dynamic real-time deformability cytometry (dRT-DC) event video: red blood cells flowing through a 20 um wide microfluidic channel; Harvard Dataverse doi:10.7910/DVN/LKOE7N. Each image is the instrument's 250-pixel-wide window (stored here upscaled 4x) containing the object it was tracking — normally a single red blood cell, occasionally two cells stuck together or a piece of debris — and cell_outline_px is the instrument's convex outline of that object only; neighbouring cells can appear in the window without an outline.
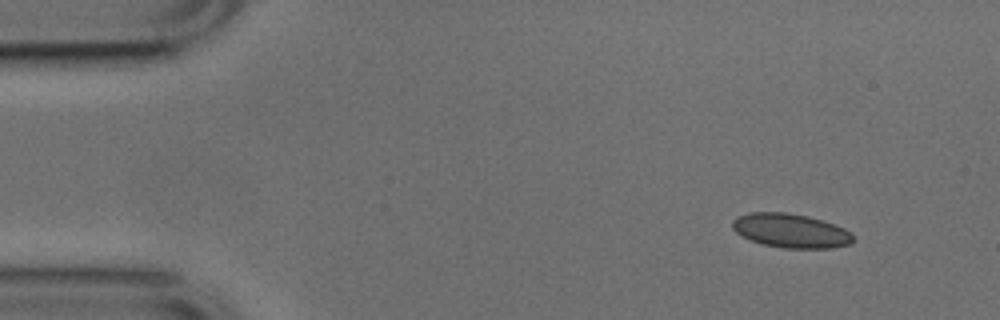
{"species": "common noctule bat (a hibernating species)", "species_latin": "Nyctalus noctula", "temperature_condition": "cold", "stored_images_in_passage": 47, "camera_frame_rate_fps": 3000, "um_per_image_px": 0.085, "animal": {"sex": "male", "body_mass_g": 17.9, "forearm_length_mm": 54.2}, "frame": {"image": 1, "passage_image": 3, "time_ms": 0.667, "image_size_px": [1000, 320], "cell_outline_px": [[852, 240], [848, 244], [832, 248], [784, 248], [764, 244], [752, 240], [736, 232], [732, 228], [732, 220], [748, 212], [784, 212], [808, 216], [824, 220], [844, 228], [852, 232]], "centroid_in_image_um": [67.22, 19.6], "position_along_channel_um": 17.8, "area_um2": 23.81}}
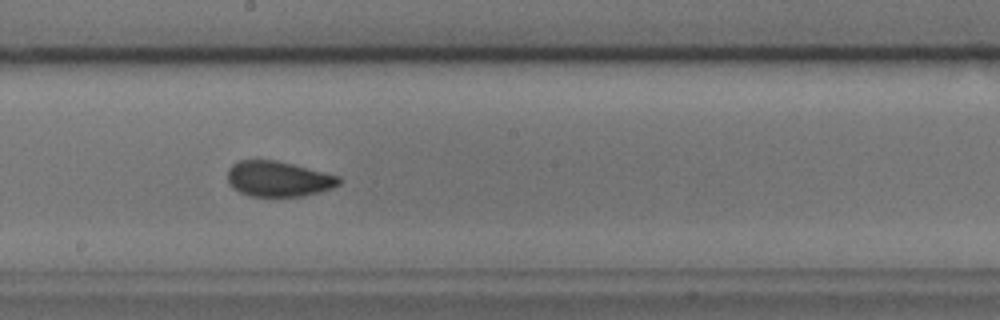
{"frame": {"image": 2, "passage_image": 26, "time_ms": 8.333, "image_size_px": [1000, 320], "cell_outline_px": [[340, 184], [332, 188], [320, 192], [300, 196], [252, 196], [240, 192], [232, 188], [228, 180], [228, 168], [232, 164], [240, 160], [276, 160], [340, 176]], "centroid_in_image_um": [23.65, 15.2], "position_along_channel_um": 224.5, "area_um2": 22.89}}
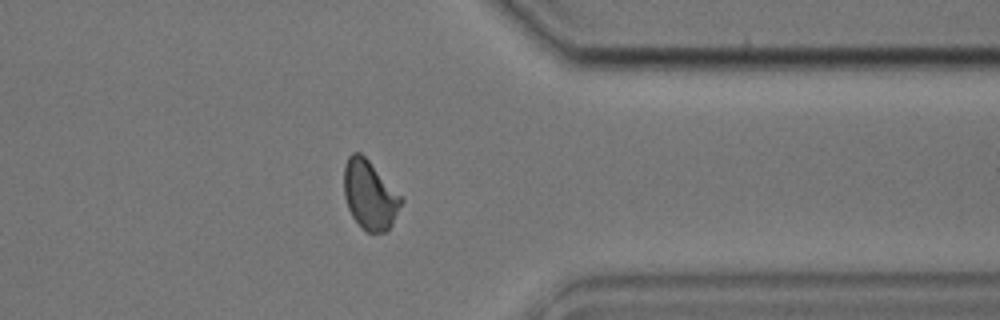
{"frame": {"image": 3, "passage_image": 39, "time_ms": 12.667, "image_size_px": [1000, 320], "cell_outline_px": [[404, 200], [392, 224], [384, 232], [368, 232], [352, 216], [348, 208], [344, 196], [344, 164], [348, 156], [352, 152], [360, 152], [404, 196]], "centroid_in_image_um": [31.45, 16.53], "position_along_channel_um": 380.0, "area_um2": 23.06}}